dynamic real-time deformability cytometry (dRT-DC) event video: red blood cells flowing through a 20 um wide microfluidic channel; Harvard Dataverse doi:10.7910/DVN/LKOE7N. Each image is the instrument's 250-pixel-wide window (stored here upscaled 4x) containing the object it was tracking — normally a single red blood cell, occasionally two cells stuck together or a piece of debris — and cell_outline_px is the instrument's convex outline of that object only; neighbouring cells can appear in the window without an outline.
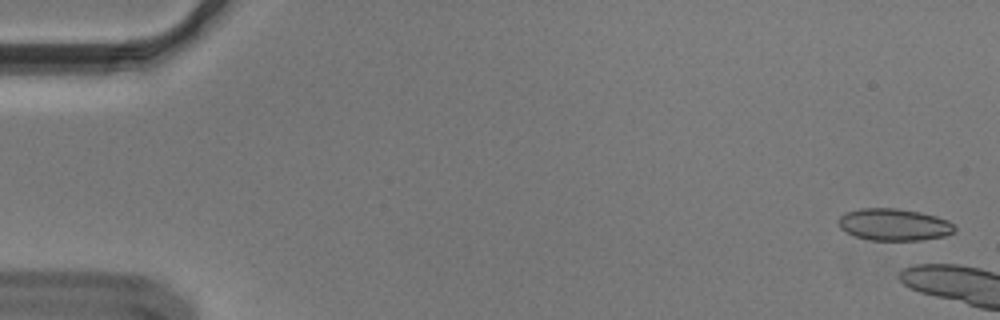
{"species": "Egyptian fruit bat (a non-hibernating species)", "species_latin": "Rousettus aegyptiacus", "temperature_condition": "cold", "stored_images_in_passage": 6, "camera_frame_rate_fps": 3000, "um_per_image_px": 0.085, "animal": {"sex": "male"}, "frame": {"image": 1, "passage_image": 2, "time_ms": 0.333, "image_size_px": [1000, 320], "cell_outline_px": [[956, 232], [944, 236], [920, 240], [872, 240], [856, 236], [840, 228], [836, 224], [836, 220], [844, 212], [860, 208], [896, 208], [920, 212], [936, 216], [948, 220], [956, 228]], "centroid_in_image_um": [75.97, 19.08], "position_along_channel_um": 9.0, "area_um2": 21.79}}